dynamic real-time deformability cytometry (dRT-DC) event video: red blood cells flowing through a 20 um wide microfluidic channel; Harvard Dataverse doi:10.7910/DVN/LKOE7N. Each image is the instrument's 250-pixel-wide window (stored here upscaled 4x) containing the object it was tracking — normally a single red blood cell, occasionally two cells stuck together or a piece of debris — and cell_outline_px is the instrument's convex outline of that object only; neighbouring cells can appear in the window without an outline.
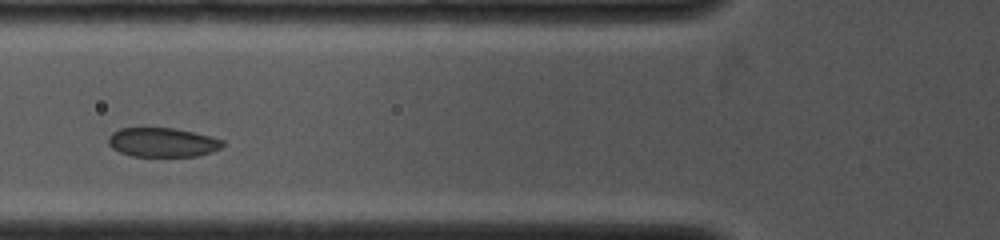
{"species": "common noctule bat (a hibernating species)", "species_latin": "Nyctalus noctula", "temperature_condition": "cold", "stored_images_in_passage": 10, "camera_frame_rate_fps": 4000, "um_per_image_px": 0.085, "animal": {"sex": "female", "body_mass_g": 19.0, "forearm_length_mm": 53.3}, "frame": {"image": 1, "passage_image": 5, "time_ms": 2.0, "image_size_px": [1000, 240], "cell_outline_px": [[224, 144], [220, 148], [212, 152], [196, 156], [132, 156], [120, 152], [112, 148], [108, 144], [108, 136], [112, 132], [120, 128], [176, 128], [224, 140]], "centroid_in_image_um": [13.79, 12.1], "position_along_channel_um": 112.0, "area_um2": 19.42}}
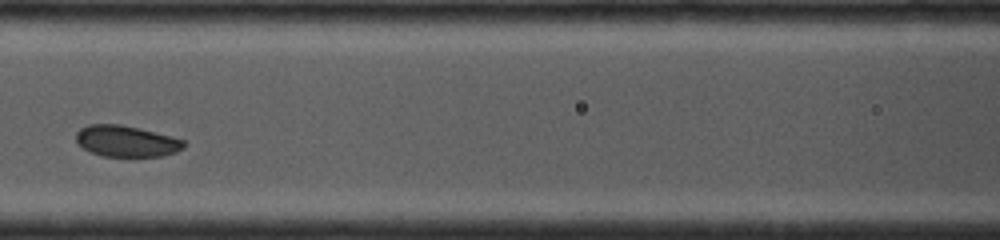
{"frame": {"image": 2, "passage_image": 7, "time_ms": 3.0, "image_size_px": [1000, 240], "cell_outline_px": [[184, 148], [176, 152], [160, 156], [104, 156], [92, 152], [76, 144], [76, 132], [80, 128], [88, 124], [120, 124], [172, 136], [184, 140]], "centroid_in_image_um": [10.72, 11.99], "position_along_channel_um": 155.9, "area_um2": 19.54}}
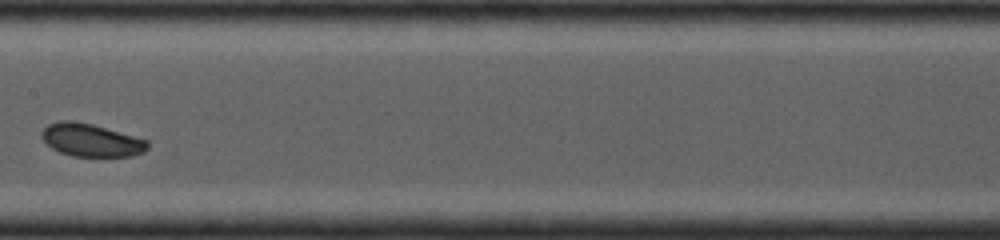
{"frame": {"image": 3, "passage_image": 9, "time_ms": 4.0, "image_size_px": [1000, 240], "cell_outline_px": [[148, 148], [144, 152], [132, 156], [72, 156], [60, 152], [52, 148], [40, 136], [40, 132], [48, 124], [60, 120], [68, 120], [92, 124], [148, 140]], "centroid_in_image_um": [7.73, 11.91], "position_along_channel_um": 199.7, "area_um2": 20.17}}